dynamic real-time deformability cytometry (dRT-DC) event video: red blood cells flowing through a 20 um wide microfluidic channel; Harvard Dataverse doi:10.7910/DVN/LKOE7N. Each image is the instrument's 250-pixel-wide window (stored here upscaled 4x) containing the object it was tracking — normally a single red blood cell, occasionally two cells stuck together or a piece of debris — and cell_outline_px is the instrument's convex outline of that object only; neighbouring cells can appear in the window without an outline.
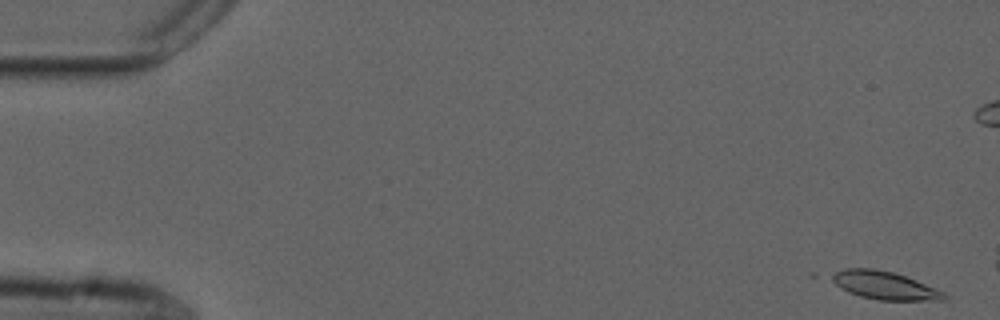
{"species": "common noctule bat (a hibernating species)", "species_latin": "Nyctalus noctula", "temperature_condition": "cold", "stored_images_in_passage": 9, "camera_frame_rate_fps": 3000, "um_per_image_px": 0.085, "animal": {"sex": "male", "forearm_length_mm": 52.5}, "frame": {"image": 1, "passage_image": 1, "time_ms": 0.0, "image_size_px": [1000, 320], "cell_outline_px": [[948, 296], [944, 300], [880, 300], [860, 296], [848, 292], [840, 288], [828, 276], [844, 268], [872, 268], [892, 272], [916, 280], [944, 292]], "centroid_in_image_um": [75.16, 24.25], "position_along_channel_um": 9.8, "area_um2": 18.21}}